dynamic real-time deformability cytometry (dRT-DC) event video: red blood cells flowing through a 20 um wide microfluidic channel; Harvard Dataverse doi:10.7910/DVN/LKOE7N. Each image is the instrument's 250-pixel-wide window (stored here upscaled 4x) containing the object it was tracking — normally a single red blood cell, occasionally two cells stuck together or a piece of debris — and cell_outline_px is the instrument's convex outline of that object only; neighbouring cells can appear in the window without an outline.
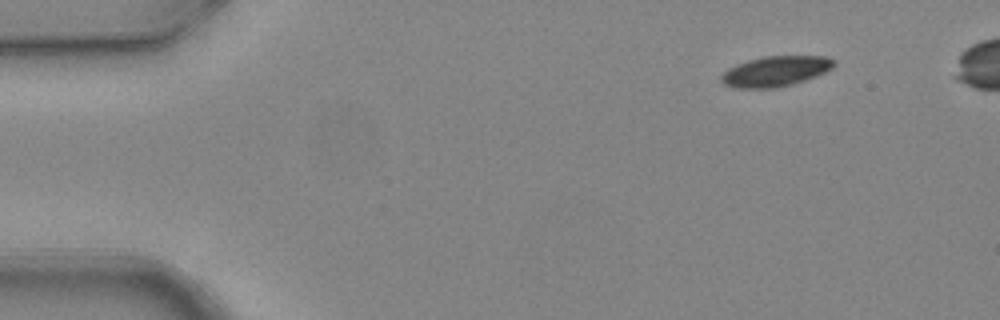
{"species": "common noctule bat (a hibernating species)", "species_latin": "Nyctalus noctula", "temperature_condition": "warm", "stored_images_in_passage": 4, "camera_frame_rate_fps": 3000, "um_per_image_px": 0.085, "animal": {"sex": "female", "body_mass_g": 24.6, "forearm_length_mm": 56.2}, "frame": {"image": 1, "passage_image": 1, "time_ms": 0.0, "image_size_px": [1000, 320], "cell_outline_px": [[836, 64], [832, 68], [816, 76], [792, 84], [776, 88], [732, 88], [724, 84], [720, 80], [720, 76], [728, 68], [736, 64], [748, 60], [764, 56], [828, 56], [836, 60]], "centroid_in_image_um": [65.91, 6.05], "position_along_channel_um": 19.1, "area_um2": 20.06}}